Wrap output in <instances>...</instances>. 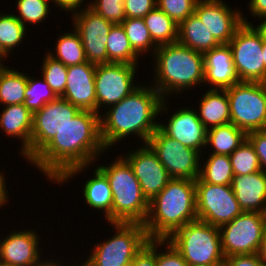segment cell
Returning <instances> with one entry per match:
<instances>
[{
    "instance_id": "6da1fadb",
    "label": "cell",
    "mask_w": 266,
    "mask_h": 266,
    "mask_svg": "<svg viewBox=\"0 0 266 266\" xmlns=\"http://www.w3.org/2000/svg\"><path fill=\"white\" fill-rule=\"evenodd\" d=\"M106 151L100 136V115L80 110L29 164L50 183L62 185L91 169Z\"/></svg>"
},
{
    "instance_id": "7a4b0ae2",
    "label": "cell",
    "mask_w": 266,
    "mask_h": 266,
    "mask_svg": "<svg viewBox=\"0 0 266 266\" xmlns=\"http://www.w3.org/2000/svg\"><path fill=\"white\" fill-rule=\"evenodd\" d=\"M142 84L119 103L100 113V136L108 152L118 142L128 137L138 136L141 144H147L158 128L157 119L171 111L168 99L151 85ZM169 110V111H168ZM166 112V113H165ZM156 119V120H155ZM128 136V137H127Z\"/></svg>"
},
{
    "instance_id": "3957f363",
    "label": "cell",
    "mask_w": 266,
    "mask_h": 266,
    "mask_svg": "<svg viewBox=\"0 0 266 266\" xmlns=\"http://www.w3.org/2000/svg\"><path fill=\"white\" fill-rule=\"evenodd\" d=\"M154 69L152 75L154 83L151 85L160 93L163 99L170 100L188 92L196 86L204 85V57L203 53L194 51L178 41L159 45L153 55ZM202 84V85H200Z\"/></svg>"
},
{
    "instance_id": "277c9868",
    "label": "cell",
    "mask_w": 266,
    "mask_h": 266,
    "mask_svg": "<svg viewBox=\"0 0 266 266\" xmlns=\"http://www.w3.org/2000/svg\"><path fill=\"white\" fill-rule=\"evenodd\" d=\"M197 219L195 180L172 179L149 202L143 224L149 239H167L177 229Z\"/></svg>"
},
{
    "instance_id": "5b68a950",
    "label": "cell",
    "mask_w": 266,
    "mask_h": 266,
    "mask_svg": "<svg viewBox=\"0 0 266 266\" xmlns=\"http://www.w3.org/2000/svg\"><path fill=\"white\" fill-rule=\"evenodd\" d=\"M114 161L96 167L106 176L112 193V223H144L149 201L128 161L120 154Z\"/></svg>"
},
{
    "instance_id": "8992f818",
    "label": "cell",
    "mask_w": 266,
    "mask_h": 266,
    "mask_svg": "<svg viewBox=\"0 0 266 266\" xmlns=\"http://www.w3.org/2000/svg\"><path fill=\"white\" fill-rule=\"evenodd\" d=\"M167 240L181 253L188 265L222 266L220 230L201 220L177 229Z\"/></svg>"
},
{
    "instance_id": "52a82bcc",
    "label": "cell",
    "mask_w": 266,
    "mask_h": 266,
    "mask_svg": "<svg viewBox=\"0 0 266 266\" xmlns=\"http://www.w3.org/2000/svg\"><path fill=\"white\" fill-rule=\"evenodd\" d=\"M109 225L115 234L94 244L86 258L91 266H124L132 262L150 240L143 223L115 222Z\"/></svg>"
},
{
    "instance_id": "ba28073f",
    "label": "cell",
    "mask_w": 266,
    "mask_h": 266,
    "mask_svg": "<svg viewBox=\"0 0 266 266\" xmlns=\"http://www.w3.org/2000/svg\"><path fill=\"white\" fill-rule=\"evenodd\" d=\"M226 92L230 123L246 134L266 127V83L238 82Z\"/></svg>"
},
{
    "instance_id": "9c48e42d",
    "label": "cell",
    "mask_w": 266,
    "mask_h": 266,
    "mask_svg": "<svg viewBox=\"0 0 266 266\" xmlns=\"http://www.w3.org/2000/svg\"><path fill=\"white\" fill-rule=\"evenodd\" d=\"M244 16L243 13V24L228 43L233 63L241 82L265 83L263 40L254 24Z\"/></svg>"
},
{
    "instance_id": "30bf717a",
    "label": "cell",
    "mask_w": 266,
    "mask_h": 266,
    "mask_svg": "<svg viewBox=\"0 0 266 266\" xmlns=\"http://www.w3.org/2000/svg\"><path fill=\"white\" fill-rule=\"evenodd\" d=\"M137 66L139 67V64L114 62L96 65V113L100 115L103 107L106 110L119 103L140 86L141 83H135Z\"/></svg>"
},
{
    "instance_id": "8fae6325",
    "label": "cell",
    "mask_w": 266,
    "mask_h": 266,
    "mask_svg": "<svg viewBox=\"0 0 266 266\" xmlns=\"http://www.w3.org/2000/svg\"><path fill=\"white\" fill-rule=\"evenodd\" d=\"M79 111L69 101L57 97L33 113L30 147L21 157L30 162Z\"/></svg>"
},
{
    "instance_id": "7c38bea8",
    "label": "cell",
    "mask_w": 266,
    "mask_h": 266,
    "mask_svg": "<svg viewBox=\"0 0 266 266\" xmlns=\"http://www.w3.org/2000/svg\"><path fill=\"white\" fill-rule=\"evenodd\" d=\"M196 214L198 220L212 226L231 222L243 213L231 185H215L195 180Z\"/></svg>"
},
{
    "instance_id": "4fadbf2b",
    "label": "cell",
    "mask_w": 266,
    "mask_h": 266,
    "mask_svg": "<svg viewBox=\"0 0 266 266\" xmlns=\"http://www.w3.org/2000/svg\"><path fill=\"white\" fill-rule=\"evenodd\" d=\"M266 228L265 215L243 212L219 227L224 257L258 253Z\"/></svg>"
},
{
    "instance_id": "5bb4252c",
    "label": "cell",
    "mask_w": 266,
    "mask_h": 266,
    "mask_svg": "<svg viewBox=\"0 0 266 266\" xmlns=\"http://www.w3.org/2000/svg\"><path fill=\"white\" fill-rule=\"evenodd\" d=\"M147 144L156 153L161 164L172 179L196 180L200 174L204 154L189 148L164 134L159 128L151 135Z\"/></svg>"
},
{
    "instance_id": "9a60e30c",
    "label": "cell",
    "mask_w": 266,
    "mask_h": 266,
    "mask_svg": "<svg viewBox=\"0 0 266 266\" xmlns=\"http://www.w3.org/2000/svg\"><path fill=\"white\" fill-rule=\"evenodd\" d=\"M72 27L80 34L86 59L96 65L108 63L107 36L114 23L88 6L71 12Z\"/></svg>"
},
{
    "instance_id": "2e32d148",
    "label": "cell",
    "mask_w": 266,
    "mask_h": 266,
    "mask_svg": "<svg viewBox=\"0 0 266 266\" xmlns=\"http://www.w3.org/2000/svg\"><path fill=\"white\" fill-rule=\"evenodd\" d=\"M21 230H11L1 238L0 263L8 266H48L50 258H42V246L39 247L42 236L34 229Z\"/></svg>"
},
{
    "instance_id": "e0dca14e",
    "label": "cell",
    "mask_w": 266,
    "mask_h": 266,
    "mask_svg": "<svg viewBox=\"0 0 266 266\" xmlns=\"http://www.w3.org/2000/svg\"><path fill=\"white\" fill-rule=\"evenodd\" d=\"M122 155L133 169L143 195L150 202L172 180L156 153L148 144Z\"/></svg>"
},
{
    "instance_id": "ac0fdd59",
    "label": "cell",
    "mask_w": 266,
    "mask_h": 266,
    "mask_svg": "<svg viewBox=\"0 0 266 266\" xmlns=\"http://www.w3.org/2000/svg\"><path fill=\"white\" fill-rule=\"evenodd\" d=\"M194 13L219 44H228L243 24V11L232 9L224 0H198Z\"/></svg>"
},
{
    "instance_id": "d6986e66",
    "label": "cell",
    "mask_w": 266,
    "mask_h": 266,
    "mask_svg": "<svg viewBox=\"0 0 266 266\" xmlns=\"http://www.w3.org/2000/svg\"><path fill=\"white\" fill-rule=\"evenodd\" d=\"M168 116L166 124L160 121L158 128L179 143L205 154L208 129L198 118L194 107H180Z\"/></svg>"
},
{
    "instance_id": "ffe728a7",
    "label": "cell",
    "mask_w": 266,
    "mask_h": 266,
    "mask_svg": "<svg viewBox=\"0 0 266 266\" xmlns=\"http://www.w3.org/2000/svg\"><path fill=\"white\" fill-rule=\"evenodd\" d=\"M96 64L84 62L67 67V82L61 96L80 110L96 112Z\"/></svg>"
},
{
    "instance_id": "44dd1931",
    "label": "cell",
    "mask_w": 266,
    "mask_h": 266,
    "mask_svg": "<svg viewBox=\"0 0 266 266\" xmlns=\"http://www.w3.org/2000/svg\"><path fill=\"white\" fill-rule=\"evenodd\" d=\"M204 86L209 89H226L241 82L236 72L232 50L229 44L219 46L203 53Z\"/></svg>"
},
{
    "instance_id": "7402d4cb",
    "label": "cell",
    "mask_w": 266,
    "mask_h": 266,
    "mask_svg": "<svg viewBox=\"0 0 266 266\" xmlns=\"http://www.w3.org/2000/svg\"><path fill=\"white\" fill-rule=\"evenodd\" d=\"M232 189L243 212L266 211V172L234 175Z\"/></svg>"
},
{
    "instance_id": "603a6c76",
    "label": "cell",
    "mask_w": 266,
    "mask_h": 266,
    "mask_svg": "<svg viewBox=\"0 0 266 266\" xmlns=\"http://www.w3.org/2000/svg\"><path fill=\"white\" fill-rule=\"evenodd\" d=\"M3 107L0 113L1 132L6 137L20 140L21 156L30 147L33 114L23 103Z\"/></svg>"
},
{
    "instance_id": "cb8c5ba5",
    "label": "cell",
    "mask_w": 266,
    "mask_h": 266,
    "mask_svg": "<svg viewBox=\"0 0 266 266\" xmlns=\"http://www.w3.org/2000/svg\"><path fill=\"white\" fill-rule=\"evenodd\" d=\"M196 109L198 118L209 129L230 123V107L226 89H206Z\"/></svg>"
},
{
    "instance_id": "d4e9b609",
    "label": "cell",
    "mask_w": 266,
    "mask_h": 266,
    "mask_svg": "<svg viewBox=\"0 0 266 266\" xmlns=\"http://www.w3.org/2000/svg\"><path fill=\"white\" fill-rule=\"evenodd\" d=\"M91 178L83 185L85 204L94 210L101 211L108 223H112V193L108 179L97 168L93 170Z\"/></svg>"
},
{
    "instance_id": "484cf974",
    "label": "cell",
    "mask_w": 266,
    "mask_h": 266,
    "mask_svg": "<svg viewBox=\"0 0 266 266\" xmlns=\"http://www.w3.org/2000/svg\"><path fill=\"white\" fill-rule=\"evenodd\" d=\"M178 42L201 53L220 45L195 13L179 24Z\"/></svg>"
},
{
    "instance_id": "4316f807",
    "label": "cell",
    "mask_w": 266,
    "mask_h": 266,
    "mask_svg": "<svg viewBox=\"0 0 266 266\" xmlns=\"http://www.w3.org/2000/svg\"><path fill=\"white\" fill-rule=\"evenodd\" d=\"M247 138V134L237 128L234 124L216 126L207 130L206 148H209L211 154L230 155Z\"/></svg>"
},
{
    "instance_id": "83f0119b",
    "label": "cell",
    "mask_w": 266,
    "mask_h": 266,
    "mask_svg": "<svg viewBox=\"0 0 266 266\" xmlns=\"http://www.w3.org/2000/svg\"><path fill=\"white\" fill-rule=\"evenodd\" d=\"M28 82V73L19 72L4 65L0 69V105L22 104L25 100V90Z\"/></svg>"
},
{
    "instance_id": "f1b7e54d",
    "label": "cell",
    "mask_w": 266,
    "mask_h": 266,
    "mask_svg": "<svg viewBox=\"0 0 266 266\" xmlns=\"http://www.w3.org/2000/svg\"><path fill=\"white\" fill-rule=\"evenodd\" d=\"M60 33L61 35L54 41L56 42L54 53L48 50L47 54L67 67L87 62L80 34L73 27L70 31Z\"/></svg>"
},
{
    "instance_id": "f546056e",
    "label": "cell",
    "mask_w": 266,
    "mask_h": 266,
    "mask_svg": "<svg viewBox=\"0 0 266 266\" xmlns=\"http://www.w3.org/2000/svg\"><path fill=\"white\" fill-rule=\"evenodd\" d=\"M152 40L159 46L178 41L179 25L157 6L144 18Z\"/></svg>"
},
{
    "instance_id": "4dcf8cb0",
    "label": "cell",
    "mask_w": 266,
    "mask_h": 266,
    "mask_svg": "<svg viewBox=\"0 0 266 266\" xmlns=\"http://www.w3.org/2000/svg\"><path fill=\"white\" fill-rule=\"evenodd\" d=\"M206 158L201 161L199 178L210 184L231 185L234 173L229 155L208 153Z\"/></svg>"
},
{
    "instance_id": "1f68e13d",
    "label": "cell",
    "mask_w": 266,
    "mask_h": 266,
    "mask_svg": "<svg viewBox=\"0 0 266 266\" xmlns=\"http://www.w3.org/2000/svg\"><path fill=\"white\" fill-rule=\"evenodd\" d=\"M107 38L108 63H139L141 57L133 50L121 24H114Z\"/></svg>"
},
{
    "instance_id": "d6a6232c",
    "label": "cell",
    "mask_w": 266,
    "mask_h": 266,
    "mask_svg": "<svg viewBox=\"0 0 266 266\" xmlns=\"http://www.w3.org/2000/svg\"><path fill=\"white\" fill-rule=\"evenodd\" d=\"M27 30L28 28L16 18L13 12L0 13V45L9 57L16 47L19 48L18 46L25 42Z\"/></svg>"
},
{
    "instance_id": "836d02e7",
    "label": "cell",
    "mask_w": 266,
    "mask_h": 266,
    "mask_svg": "<svg viewBox=\"0 0 266 266\" xmlns=\"http://www.w3.org/2000/svg\"><path fill=\"white\" fill-rule=\"evenodd\" d=\"M121 25L133 50L140 57L152 52L154 54L158 45L152 40L143 18H126Z\"/></svg>"
},
{
    "instance_id": "e575fe53",
    "label": "cell",
    "mask_w": 266,
    "mask_h": 266,
    "mask_svg": "<svg viewBox=\"0 0 266 266\" xmlns=\"http://www.w3.org/2000/svg\"><path fill=\"white\" fill-rule=\"evenodd\" d=\"M15 4L18 13L13 11V14L25 27L29 25V29L30 25H41L52 12L50 8L53 6L50 0H16Z\"/></svg>"
},
{
    "instance_id": "d590c367",
    "label": "cell",
    "mask_w": 266,
    "mask_h": 266,
    "mask_svg": "<svg viewBox=\"0 0 266 266\" xmlns=\"http://www.w3.org/2000/svg\"><path fill=\"white\" fill-rule=\"evenodd\" d=\"M57 97L58 96L42 77L40 79L30 77L28 75L25 100L23 104L32 114L40 110L46 103L55 100Z\"/></svg>"
},
{
    "instance_id": "8d00e7d4",
    "label": "cell",
    "mask_w": 266,
    "mask_h": 266,
    "mask_svg": "<svg viewBox=\"0 0 266 266\" xmlns=\"http://www.w3.org/2000/svg\"><path fill=\"white\" fill-rule=\"evenodd\" d=\"M229 157L234 175H246L262 170L255 149L247 138Z\"/></svg>"
},
{
    "instance_id": "74e56055",
    "label": "cell",
    "mask_w": 266,
    "mask_h": 266,
    "mask_svg": "<svg viewBox=\"0 0 266 266\" xmlns=\"http://www.w3.org/2000/svg\"><path fill=\"white\" fill-rule=\"evenodd\" d=\"M42 61L40 75L47 82L54 93L58 97H61L66 88L68 73L67 66L62 62L55 60L47 53L44 55V58L42 56Z\"/></svg>"
},
{
    "instance_id": "f35d334b",
    "label": "cell",
    "mask_w": 266,
    "mask_h": 266,
    "mask_svg": "<svg viewBox=\"0 0 266 266\" xmlns=\"http://www.w3.org/2000/svg\"><path fill=\"white\" fill-rule=\"evenodd\" d=\"M88 7L114 24H121L126 19L124 0H90Z\"/></svg>"
},
{
    "instance_id": "ab89813d",
    "label": "cell",
    "mask_w": 266,
    "mask_h": 266,
    "mask_svg": "<svg viewBox=\"0 0 266 266\" xmlns=\"http://www.w3.org/2000/svg\"><path fill=\"white\" fill-rule=\"evenodd\" d=\"M198 0H157V7L178 25L195 11Z\"/></svg>"
},
{
    "instance_id": "60d3db41",
    "label": "cell",
    "mask_w": 266,
    "mask_h": 266,
    "mask_svg": "<svg viewBox=\"0 0 266 266\" xmlns=\"http://www.w3.org/2000/svg\"><path fill=\"white\" fill-rule=\"evenodd\" d=\"M156 265L188 266L181 253L167 239H156Z\"/></svg>"
},
{
    "instance_id": "b9f144b4",
    "label": "cell",
    "mask_w": 266,
    "mask_h": 266,
    "mask_svg": "<svg viewBox=\"0 0 266 266\" xmlns=\"http://www.w3.org/2000/svg\"><path fill=\"white\" fill-rule=\"evenodd\" d=\"M157 6V0H124L126 18H144Z\"/></svg>"
},
{
    "instance_id": "7bdbcfd3",
    "label": "cell",
    "mask_w": 266,
    "mask_h": 266,
    "mask_svg": "<svg viewBox=\"0 0 266 266\" xmlns=\"http://www.w3.org/2000/svg\"><path fill=\"white\" fill-rule=\"evenodd\" d=\"M247 139L255 149L262 170L266 172V127L259 131L248 133Z\"/></svg>"
},
{
    "instance_id": "ee69618b",
    "label": "cell",
    "mask_w": 266,
    "mask_h": 266,
    "mask_svg": "<svg viewBox=\"0 0 266 266\" xmlns=\"http://www.w3.org/2000/svg\"><path fill=\"white\" fill-rule=\"evenodd\" d=\"M133 266H157L156 239H150L143 249L134 257Z\"/></svg>"
},
{
    "instance_id": "f6af8a7d",
    "label": "cell",
    "mask_w": 266,
    "mask_h": 266,
    "mask_svg": "<svg viewBox=\"0 0 266 266\" xmlns=\"http://www.w3.org/2000/svg\"><path fill=\"white\" fill-rule=\"evenodd\" d=\"M222 266H264L257 253L232 255L224 259Z\"/></svg>"
},
{
    "instance_id": "bcb514c9",
    "label": "cell",
    "mask_w": 266,
    "mask_h": 266,
    "mask_svg": "<svg viewBox=\"0 0 266 266\" xmlns=\"http://www.w3.org/2000/svg\"><path fill=\"white\" fill-rule=\"evenodd\" d=\"M51 3L66 13L68 11V13H71L72 11L88 6L85 0H51Z\"/></svg>"
},
{
    "instance_id": "7dc6e473",
    "label": "cell",
    "mask_w": 266,
    "mask_h": 266,
    "mask_svg": "<svg viewBox=\"0 0 266 266\" xmlns=\"http://www.w3.org/2000/svg\"><path fill=\"white\" fill-rule=\"evenodd\" d=\"M248 5L250 15H254L258 20L266 17V0H249Z\"/></svg>"
},
{
    "instance_id": "c3c4849f",
    "label": "cell",
    "mask_w": 266,
    "mask_h": 266,
    "mask_svg": "<svg viewBox=\"0 0 266 266\" xmlns=\"http://www.w3.org/2000/svg\"><path fill=\"white\" fill-rule=\"evenodd\" d=\"M7 178L5 179L4 171H0V209L7 205L9 201V193L7 188Z\"/></svg>"
},
{
    "instance_id": "681fc988",
    "label": "cell",
    "mask_w": 266,
    "mask_h": 266,
    "mask_svg": "<svg viewBox=\"0 0 266 266\" xmlns=\"http://www.w3.org/2000/svg\"><path fill=\"white\" fill-rule=\"evenodd\" d=\"M257 254L263 265L266 266V228L264 230L263 238L261 240V245Z\"/></svg>"
},
{
    "instance_id": "f907efd6",
    "label": "cell",
    "mask_w": 266,
    "mask_h": 266,
    "mask_svg": "<svg viewBox=\"0 0 266 266\" xmlns=\"http://www.w3.org/2000/svg\"><path fill=\"white\" fill-rule=\"evenodd\" d=\"M259 20H260L259 24L254 27L260 33L263 42H266V17H263Z\"/></svg>"
},
{
    "instance_id": "816d5d0a",
    "label": "cell",
    "mask_w": 266,
    "mask_h": 266,
    "mask_svg": "<svg viewBox=\"0 0 266 266\" xmlns=\"http://www.w3.org/2000/svg\"><path fill=\"white\" fill-rule=\"evenodd\" d=\"M51 258H52V260H51ZM50 258V260H49V266H66V264L65 265H63V262L62 261H58L57 259H53V257H51ZM62 262V263H61ZM61 263V264H60ZM77 265L78 266H91L87 261H86V259H85V261H83L82 260V262H81V264H78L77 263ZM76 265V266H77ZM69 266V265H68ZM73 266H75L74 264H73Z\"/></svg>"
},
{
    "instance_id": "f5cc1de1",
    "label": "cell",
    "mask_w": 266,
    "mask_h": 266,
    "mask_svg": "<svg viewBox=\"0 0 266 266\" xmlns=\"http://www.w3.org/2000/svg\"><path fill=\"white\" fill-rule=\"evenodd\" d=\"M262 52H263V56H264L265 83H266V42H263Z\"/></svg>"
},
{
    "instance_id": "db71d44e",
    "label": "cell",
    "mask_w": 266,
    "mask_h": 266,
    "mask_svg": "<svg viewBox=\"0 0 266 266\" xmlns=\"http://www.w3.org/2000/svg\"><path fill=\"white\" fill-rule=\"evenodd\" d=\"M8 55L3 51L0 45V61L5 65L4 60L7 59Z\"/></svg>"
},
{
    "instance_id": "11a10c76",
    "label": "cell",
    "mask_w": 266,
    "mask_h": 266,
    "mask_svg": "<svg viewBox=\"0 0 266 266\" xmlns=\"http://www.w3.org/2000/svg\"><path fill=\"white\" fill-rule=\"evenodd\" d=\"M188 266H212V265H198V264H194V265H188Z\"/></svg>"
},
{
    "instance_id": "9f6ffc18",
    "label": "cell",
    "mask_w": 266,
    "mask_h": 266,
    "mask_svg": "<svg viewBox=\"0 0 266 266\" xmlns=\"http://www.w3.org/2000/svg\"><path fill=\"white\" fill-rule=\"evenodd\" d=\"M124 266H133V261L128 263V264H126V265H124Z\"/></svg>"
},
{
    "instance_id": "6f0895ef",
    "label": "cell",
    "mask_w": 266,
    "mask_h": 266,
    "mask_svg": "<svg viewBox=\"0 0 266 266\" xmlns=\"http://www.w3.org/2000/svg\"><path fill=\"white\" fill-rule=\"evenodd\" d=\"M4 66V64L0 61V69Z\"/></svg>"
}]
</instances>
